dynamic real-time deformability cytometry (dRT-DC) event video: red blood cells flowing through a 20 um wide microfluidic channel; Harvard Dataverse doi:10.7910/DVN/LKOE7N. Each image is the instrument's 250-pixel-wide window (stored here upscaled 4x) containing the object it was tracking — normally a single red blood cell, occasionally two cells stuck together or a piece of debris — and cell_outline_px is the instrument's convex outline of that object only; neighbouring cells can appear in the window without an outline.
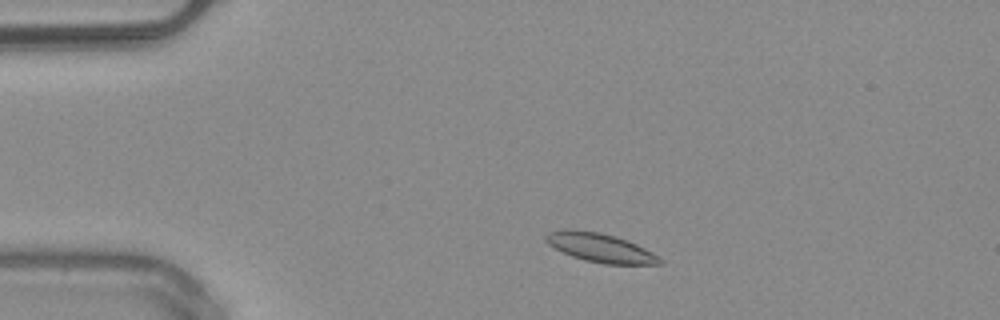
{"species": "common noctule bat (a hibernating species)", "species_latin": "Nyctalus noctula", "temperature_condition": "warm", "stored_images_in_passage": 45, "camera_frame_rate_fps": 3000, "um_per_image_px": 0.085, "animal": {"sex": "male", "body_mass_g": 20.4}, "frame": {"image": 1, "passage_image": 5, "time_ms": 1.333, "image_size_px": [1000, 320], "cell_outline_px": [[664, 264], [604, 264], [584, 260], [572, 256], [548, 244], [544, 240], [544, 236], [548, 232], [564, 228], [568, 228], [600, 232], [616, 236], [628, 240], [652, 252], [664, 260]], "centroid_in_image_um": [51.02, 21.04], "position_along_channel_um": 34.0, "area_um2": 19.36}}
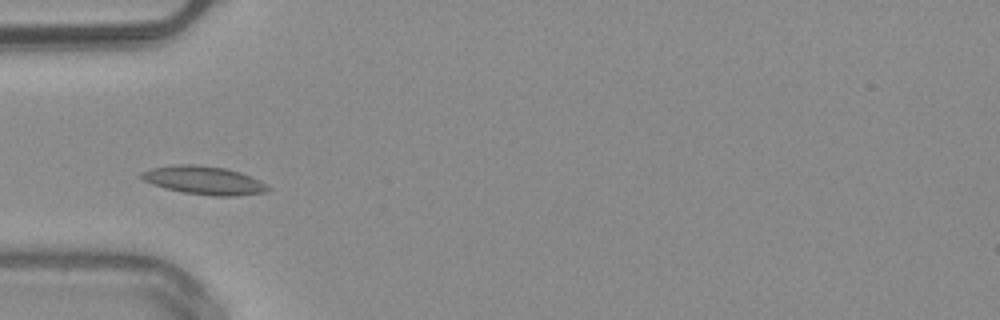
{"frame": {"image": 2, "passage_image": 11, "time_ms": 3.333, "image_size_px": [1000, 320], "cell_outline_px": [[272, 188], [268, 192], [236, 196], [216, 196], [184, 192], [164, 188], [152, 184], [144, 180], [140, 176], [140, 172], [152, 168], [176, 164], [196, 164], [228, 168], [240, 172], [260, 180], [268, 184]], "centroid_in_image_um": [17.39, 15.32], "position_along_channel_um": 67.6, "area_um2": 21.1}}
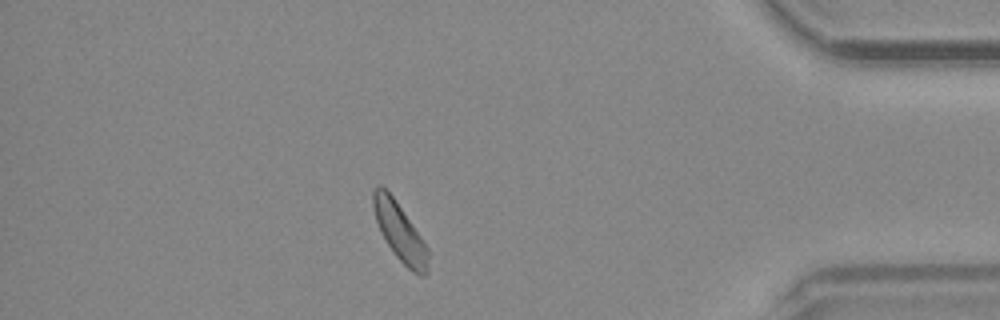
{"frame": {"image": 3, "passage_image": 39, "time_ms": 12.667, "image_size_px": [1000, 320], "cell_outline_px": [[428, 272], [424, 276], [420, 276], [412, 272], [396, 256], [380, 232], [372, 208], [372, 192], [376, 184], [380, 184], [392, 196], [420, 236], [428, 248]], "centroid_in_image_um": [33.96, 19.72], "position_along_channel_um": 401.2, "area_um2": 18.26}, "authors_computed_cell_mechanics": {"area_um2": 18.1492, "velocity_mm_per_s": 3.9886, "shape_relaxation_time_tau1_ms": 10.9895, "shape_relaxation_time_tau2_ms": 2.1678, "deformation_change_tau1": 0.1035, "deformation_change_tau2": 0.08}}